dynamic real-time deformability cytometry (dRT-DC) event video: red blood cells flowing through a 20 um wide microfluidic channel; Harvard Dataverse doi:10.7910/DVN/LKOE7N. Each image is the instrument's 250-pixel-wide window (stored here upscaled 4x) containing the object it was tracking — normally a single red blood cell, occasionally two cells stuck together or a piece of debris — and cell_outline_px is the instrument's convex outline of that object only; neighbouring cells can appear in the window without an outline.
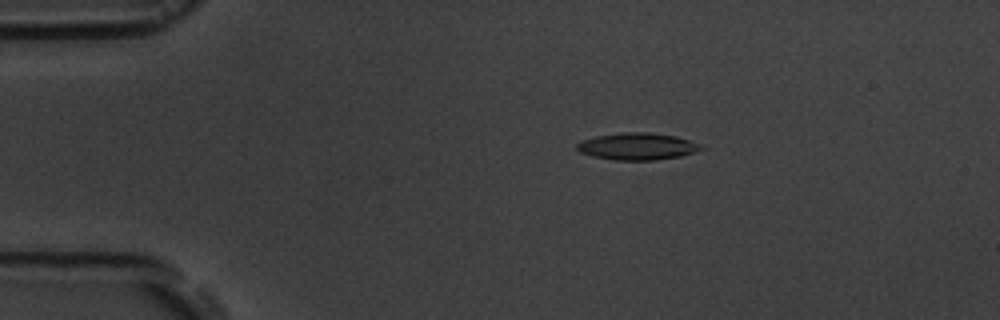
{"species": "common noctule bat (a hibernating species)", "species_latin": "Nyctalus noctula", "temperature_condition": "room temperature", "stored_images_in_passage": 6, "camera_frame_rate_fps": 3000, "um_per_image_px": 0.085, "animal": {"sex": "male", "body_mass_g": 19.5, "forearm_length_mm": 54.6}, "frame": {"image": 1, "passage_image": 3, "time_ms": 3.333, "image_size_px": [1000, 320], "cell_outline_px": [[708, 148], [680, 156], [656, 160], [616, 160], [592, 156], [580, 152], [576, 148], [576, 144], [580, 140], [596, 136], [628, 132], [648, 132], [676, 136], [704, 144]], "centroid_in_image_um": [54.22, 12.44], "position_along_channel_um": 30.8, "area_um2": 19.71}}
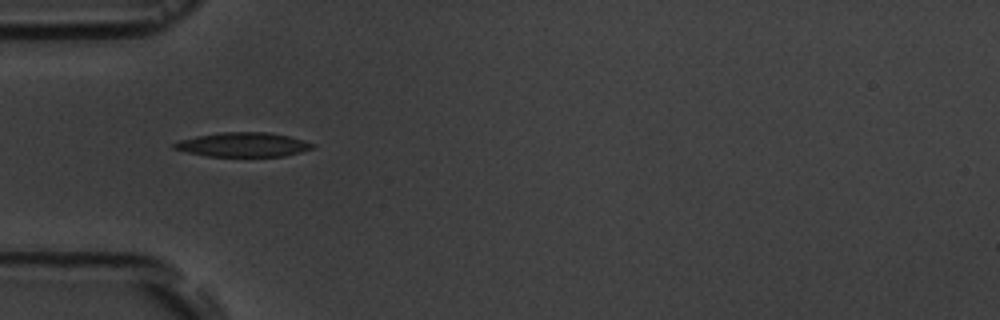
{"frame": {"image": 2, "passage_image": 5, "time_ms": 5.667, "image_size_px": [1000, 320], "cell_outline_px": [[316, 144], [312, 148], [300, 152], [284, 156], [208, 156], [188, 152], [172, 148], [172, 144], [180, 140], [196, 136], [220, 132], [268, 132], [288, 136], [304, 140]], "centroid_in_image_um": [20.66, 12.29], "position_along_channel_um": 64.3, "area_um2": 19.48}}
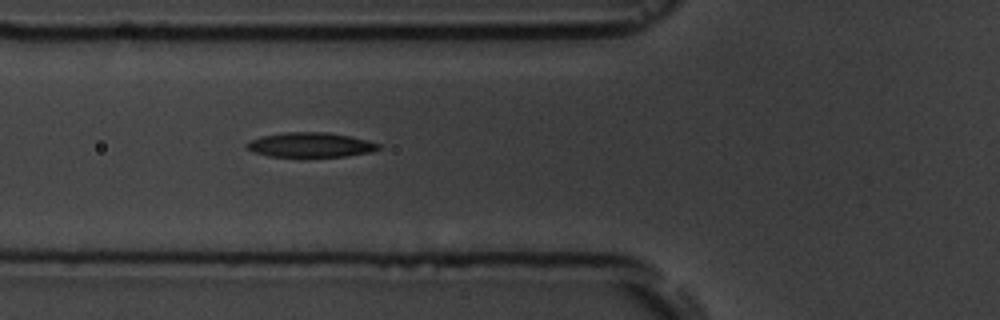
{"frame": {"image": 3, "passage_image": 6, "time_ms": 6.667, "image_size_px": [1000, 320], "cell_outline_px": [[384, 148], [372, 152], [348, 156], [300, 160], [268, 156], [256, 152], [248, 148], [244, 144], [248, 140], [260, 136], [284, 132], [328, 132], [368, 140], [380, 144]], "centroid_in_image_um": [26.39, 12.36], "position_along_channel_um": 99.4, "area_um2": 20.17}}